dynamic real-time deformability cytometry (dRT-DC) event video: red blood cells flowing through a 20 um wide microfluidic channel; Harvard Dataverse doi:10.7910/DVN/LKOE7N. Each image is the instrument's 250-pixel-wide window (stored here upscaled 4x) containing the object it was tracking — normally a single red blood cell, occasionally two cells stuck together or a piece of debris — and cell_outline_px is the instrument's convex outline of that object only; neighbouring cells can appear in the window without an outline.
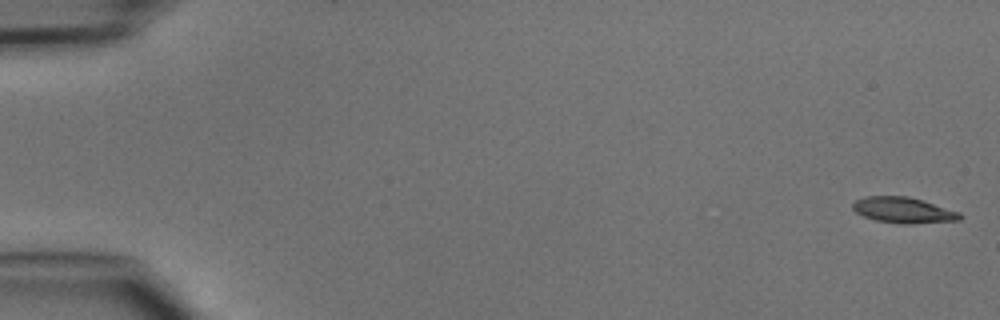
{"species": "common noctule bat (a hibernating species)", "species_latin": "Nyctalus noctula", "temperature_condition": "cold", "stored_images_in_passage": 48, "camera_frame_rate_fps": 3000, "um_per_image_px": 0.085, "animal": {"sex": "male", "body_mass_g": 15.6}, "frame": {"image": 1, "passage_image": 1, "time_ms": 0.0, "image_size_px": [1000, 320], "cell_outline_px": [[964, 216], [960, 220], [912, 224], [904, 224], [876, 220], [864, 216], [856, 212], [852, 208], [852, 204], [856, 200], [868, 196], [908, 196], [960, 212]], "centroid_in_image_um": [76.81, 17.87], "position_along_channel_um": 8.2, "area_um2": 16.01}}
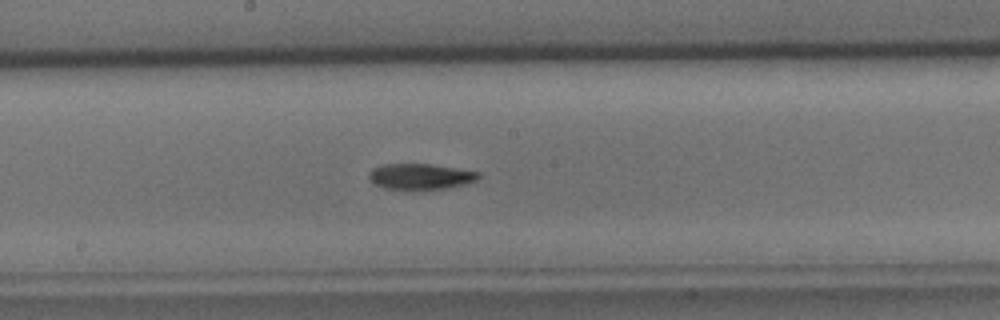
{"frame": {"image": 2, "passage_image": 26, "time_ms": 8.333, "image_size_px": [1000, 320], "cell_outline_px": [[480, 176], [476, 180], [464, 184], [448, 188], [424, 192], [416, 192], [384, 188], [368, 180], [368, 172], [372, 168], [384, 164], [428, 164], [480, 172]], "centroid_in_image_um": [35.68, 15.05], "position_along_channel_um": 212.5, "area_um2": 17.11}}
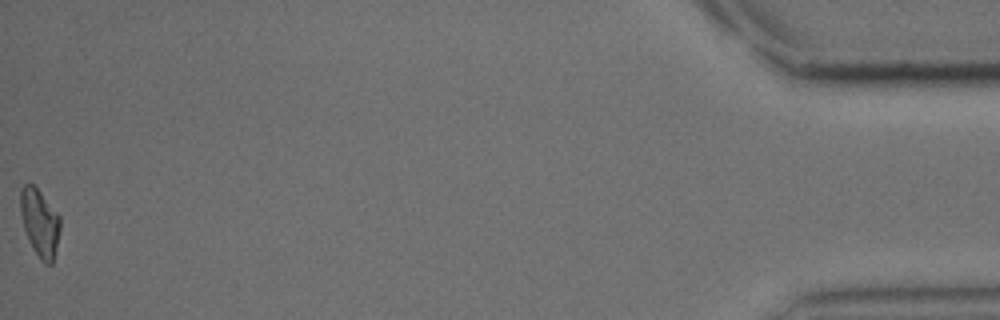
{"frame": {"image": 3, "passage_image": 48, "time_ms": 15.667, "image_size_px": [1000, 320], "cell_outline_px": [[60, 228], [52, 264], [44, 264], [40, 260], [24, 228], [20, 212], [20, 188], [24, 184], [32, 184], [40, 192], [60, 216]], "centroid_in_image_um": [3.37, 18.9], "position_along_channel_um": 431.8, "area_um2": 15.26}}